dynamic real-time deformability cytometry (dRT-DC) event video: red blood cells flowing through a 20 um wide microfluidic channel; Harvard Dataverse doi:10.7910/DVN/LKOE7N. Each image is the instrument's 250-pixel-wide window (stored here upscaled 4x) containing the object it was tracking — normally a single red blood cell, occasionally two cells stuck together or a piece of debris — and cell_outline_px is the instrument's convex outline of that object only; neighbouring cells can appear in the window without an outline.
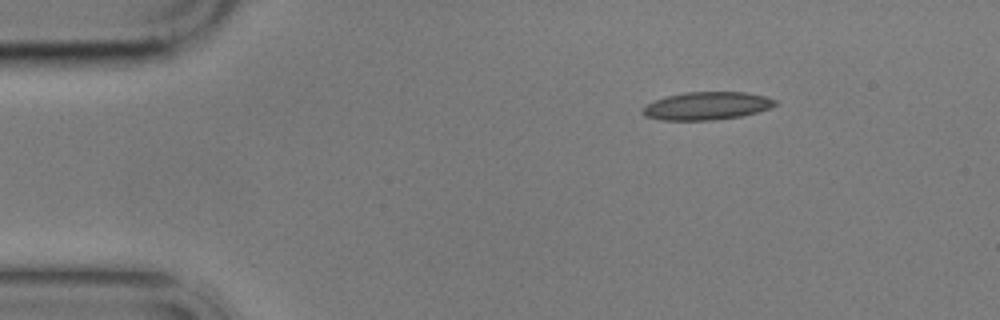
{"species": "common noctule bat (a hibernating species)", "species_latin": "Nyctalus noctula", "temperature_condition": "cold", "stored_images_in_passage": 5, "segment_of_instrument_passage": [2, 2], "camera_frame_rate_fps": 3000, "um_per_image_px": 0.085, "animal": {"sex": "male", "body_mass_g": 17.9}, "frame": {"image": 1, "passage_image": 5, "time_ms": 5.667, "image_size_px": [1000, 320], "cell_outline_px": [[780, 104], [744, 116], [712, 120], [660, 120], [644, 116], [640, 112], [648, 104], [656, 100], [668, 96], [684, 92], [744, 92], [764, 96], [776, 100]], "centroid_in_image_um": [60.09, 9.0], "position_along_channel_um": 24.9, "area_um2": 21.5}}